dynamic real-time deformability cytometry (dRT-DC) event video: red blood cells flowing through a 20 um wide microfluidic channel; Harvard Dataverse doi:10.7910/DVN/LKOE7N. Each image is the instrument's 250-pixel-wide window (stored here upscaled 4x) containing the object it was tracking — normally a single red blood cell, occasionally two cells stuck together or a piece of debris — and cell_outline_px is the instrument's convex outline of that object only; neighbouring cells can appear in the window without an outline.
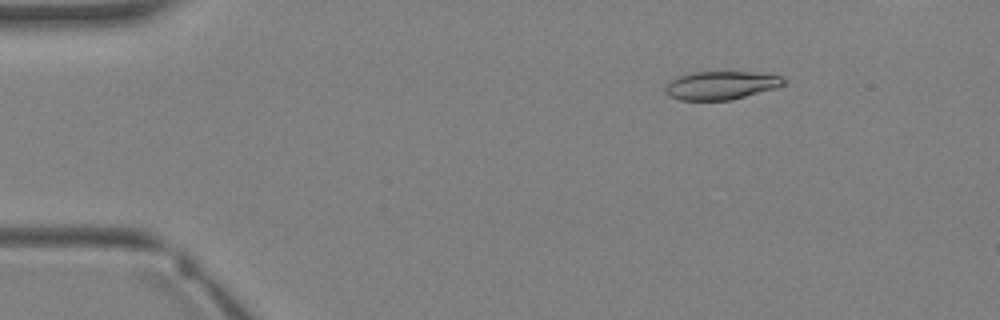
{"species": "Egyptian fruit bat (a non-hibernating species)", "species_latin": "Rousettus aegyptiacus", "temperature_condition": "warm", "stored_images_in_passage": 3, "camera_frame_rate_fps": 3000, "um_per_image_px": 0.085, "animal": {"sex": "female"}, "frame": {"image": 1, "passage_image": 1, "time_ms": 0.0, "image_size_px": [1000, 320], "cell_outline_px": [[784, 84], [776, 88], [732, 100], [680, 100], [668, 96], [664, 92], [664, 88], [676, 76], [692, 72], [756, 72], [784, 76]], "centroid_in_image_um": [61.28, 7.25], "position_along_channel_um": 23.7, "area_um2": 19.71}}